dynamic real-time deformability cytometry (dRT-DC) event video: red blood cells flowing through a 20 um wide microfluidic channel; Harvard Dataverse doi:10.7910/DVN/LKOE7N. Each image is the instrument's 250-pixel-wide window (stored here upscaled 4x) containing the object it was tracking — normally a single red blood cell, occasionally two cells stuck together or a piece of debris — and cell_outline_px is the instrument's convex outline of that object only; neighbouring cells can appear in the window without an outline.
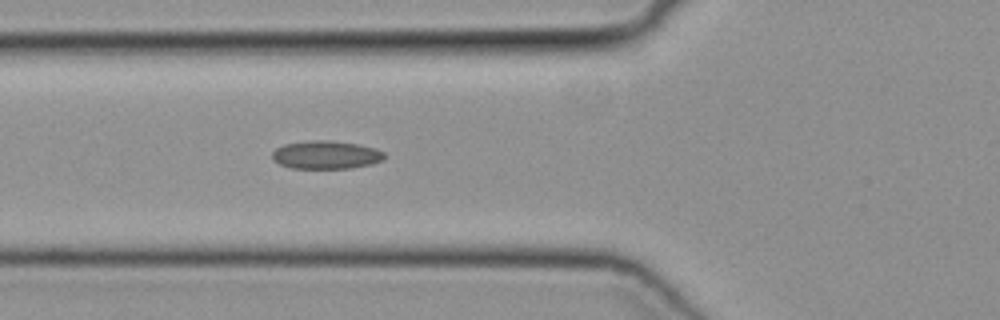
{"species": "common noctule bat (a hibernating species)", "species_latin": "Nyctalus noctula", "temperature_condition": "cold", "stored_images_in_passage": 49, "camera_frame_rate_fps": 3000, "um_per_image_px": 0.085, "animal": {"sex": "female", "body_mass_g": 19.3, "forearm_length_mm": 54.1}, "frame": {"image": 1, "passage_image": 19, "time_ms": 6.0, "image_size_px": [1000, 320], "cell_outline_px": [[384, 156], [380, 160], [372, 164], [348, 168], [292, 168], [280, 164], [272, 160], [272, 152], [276, 148], [284, 144], [312, 140], [328, 140], [360, 144], [376, 148], [384, 152]], "centroid_in_image_um": [27.69, 13.15], "position_along_channel_um": 98.1, "area_um2": 18.38}}
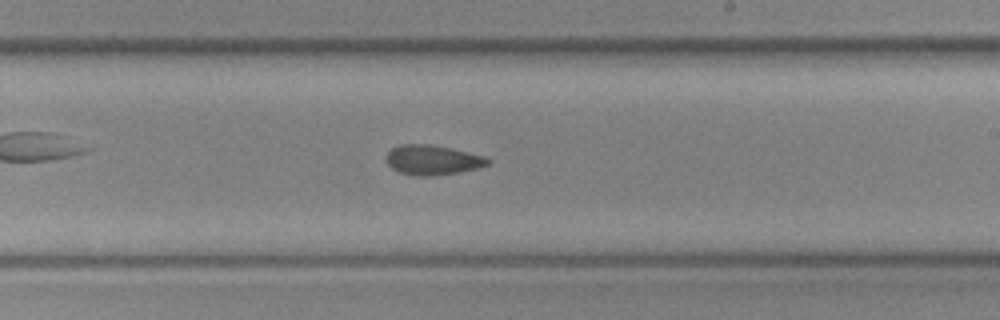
{"frame": {"image": 2, "passage_image": 30, "time_ms": 9.667, "image_size_px": [1000, 320], "cell_outline_px": [[488, 164], [480, 168], [460, 172], [432, 176], [416, 176], [396, 172], [388, 164], [388, 152], [392, 148], [400, 144], [428, 144], [452, 148], [484, 156], [488, 160]], "centroid_in_image_um": [36.76, 13.61], "position_along_channel_um": 252.2, "area_um2": 17.63}}
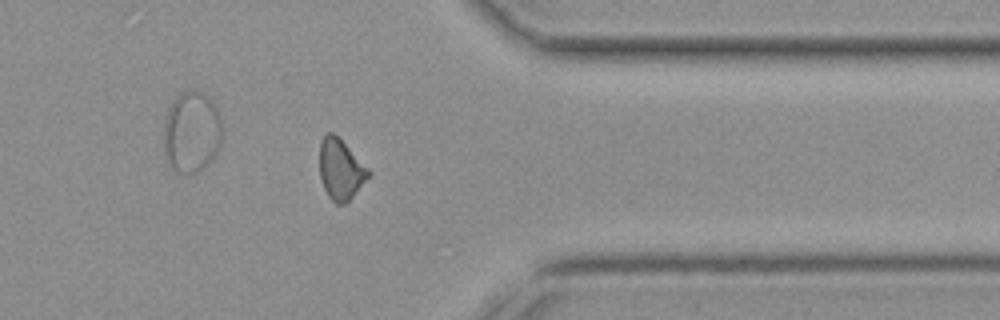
{"frame": {"image": 3, "passage_image": 40, "time_ms": 13.0, "image_size_px": [1000, 320], "cell_outline_px": [[372, 176], [344, 204], [336, 204], [328, 196], [324, 188], [320, 176], [320, 140], [328, 132], [332, 132], [372, 172]], "centroid_in_image_um": [28.96, 14.43], "position_along_channel_um": 382.4, "area_um2": 16.99}}